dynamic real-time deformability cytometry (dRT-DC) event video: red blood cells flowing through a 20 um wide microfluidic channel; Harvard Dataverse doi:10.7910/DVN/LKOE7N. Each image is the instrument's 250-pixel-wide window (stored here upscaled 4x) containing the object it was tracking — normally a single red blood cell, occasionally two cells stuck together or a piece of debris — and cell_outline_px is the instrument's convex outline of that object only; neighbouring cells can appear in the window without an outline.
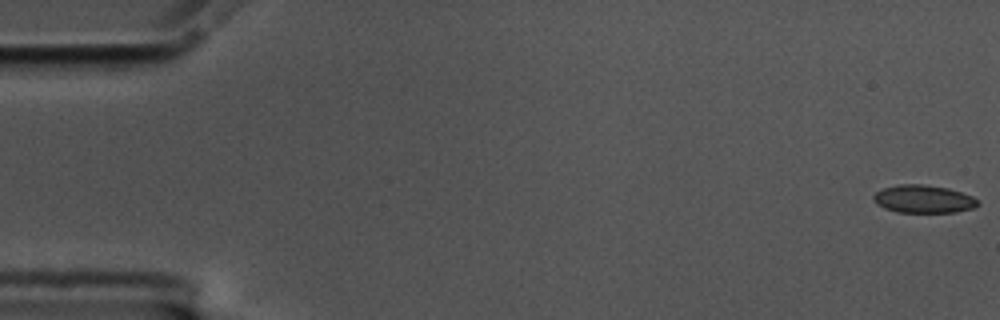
{"species": "common noctule bat (a hibernating species)", "species_latin": "Nyctalus noctula", "temperature_condition": "cold", "stored_images_in_passage": 15, "camera_frame_rate_fps": 3000, "um_per_image_px": 0.085, "animal": {"sex": "male", "body_mass_g": 17.5, "forearm_length_mm": 52.3}, "frame": {"image": 1, "passage_image": 1, "time_ms": 0.0, "image_size_px": [1000, 320], "cell_outline_px": [[980, 204], [972, 208], [956, 212], [896, 212], [884, 208], [876, 204], [872, 200], [872, 196], [876, 192], [884, 188], [900, 184], [924, 184], [948, 188], [972, 196]], "centroid_in_image_um": [78.45, 16.92], "position_along_channel_um": 6.5, "area_um2": 16.94}}
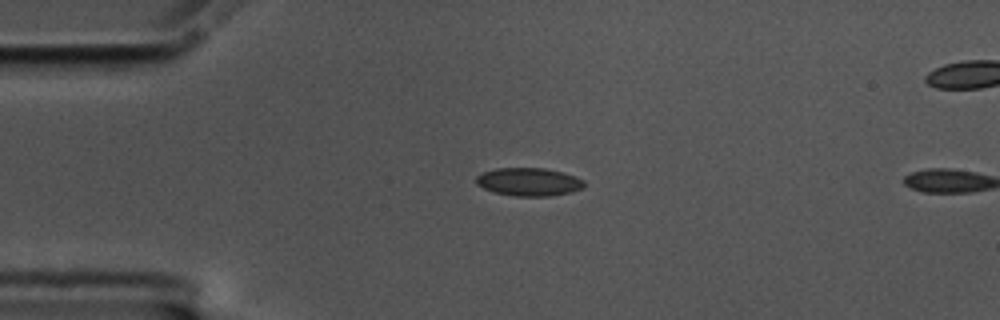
{"frame": {"image": 2, "passage_image": 14, "time_ms": 4.333, "image_size_px": [1000, 320], "cell_outline_px": [[584, 188], [572, 192], [552, 196], [512, 196], [492, 192], [476, 184], [476, 176], [484, 172], [496, 168], [544, 168], [564, 172], [584, 180]], "centroid_in_image_um": [44.96, 15.46], "position_along_channel_um": 40.0, "area_um2": 17.86}}